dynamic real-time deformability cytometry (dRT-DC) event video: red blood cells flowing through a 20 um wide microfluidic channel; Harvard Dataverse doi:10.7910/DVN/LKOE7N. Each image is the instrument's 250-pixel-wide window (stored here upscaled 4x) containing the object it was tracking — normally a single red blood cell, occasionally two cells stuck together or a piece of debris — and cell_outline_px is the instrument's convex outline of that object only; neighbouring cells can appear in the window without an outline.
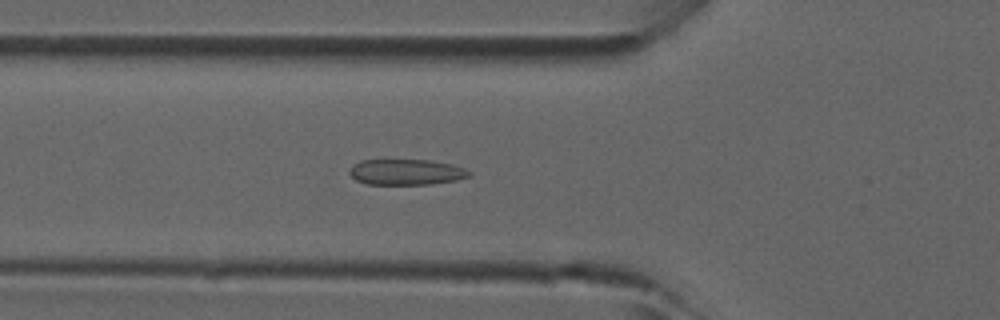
{"species": "common noctule bat (a hibernating species)", "species_latin": "Nyctalus noctula", "temperature_condition": "room temperature", "stored_images_in_passage": 36, "camera_frame_rate_fps": 3000, "um_per_image_px": 0.085, "animal": {"sex": "male", "forearm_length_mm": 52.5}, "frame": {"image": 1, "passage_image": 6, "time_ms": 1.667, "image_size_px": [1000, 320], "cell_outline_px": [[472, 172], [468, 176], [456, 180], [432, 184], [368, 184], [356, 180], [348, 172], [352, 164], [360, 160], [432, 160], [452, 164], [464, 168]], "centroid_in_image_um": [34.51, 14.62], "position_along_channel_um": 91.3, "area_um2": 17.98}}
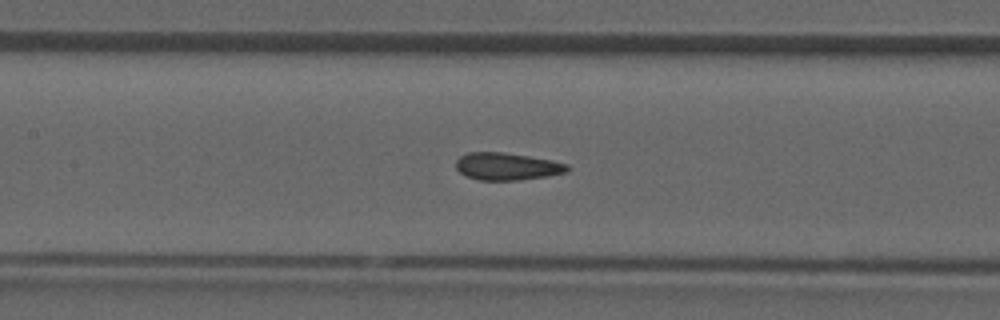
{"frame": {"image": 2, "passage_image": 11, "time_ms": 3.333, "image_size_px": [1000, 320], "cell_outline_px": [[568, 172], [548, 176], [516, 180], [480, 180], [464, 176], [456, 168], [456, 160], [460, 156], [468, 152], [504, 152], [552, 160], [568, 164]], "centroid_in_image_um": [43.08, 14.14], "position_along_channel_um": 164.3, "area_um2": 17.8}}